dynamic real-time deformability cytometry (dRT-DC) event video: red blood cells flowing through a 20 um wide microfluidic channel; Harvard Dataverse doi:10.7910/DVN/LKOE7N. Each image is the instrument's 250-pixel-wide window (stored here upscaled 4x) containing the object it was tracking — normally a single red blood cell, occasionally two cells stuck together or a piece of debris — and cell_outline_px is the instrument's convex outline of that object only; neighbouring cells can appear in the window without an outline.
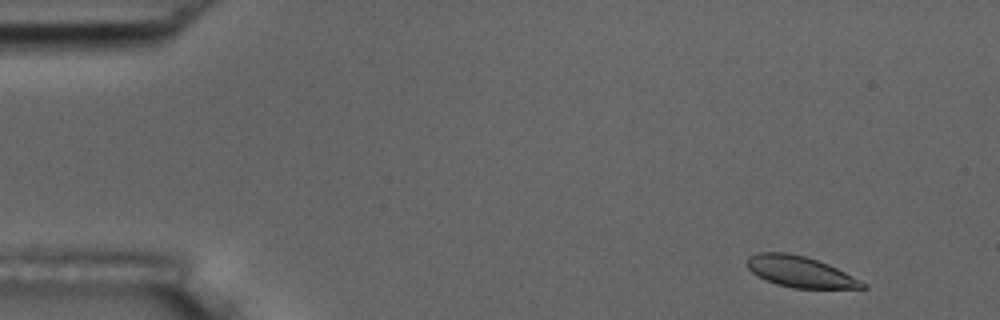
{"species": "common noctule bat (a hibernating species)", "species_latin": "Nyctalus noctula", "temperature_condition": "room temperature", "stored_images_in_passage": 2, "camera_frame_rate_fps": 3000, "um_per_image_px": 0.085, "animal": {"sex": "male", "body_mass_g": 17.5, "forearm_length_mm": 52.3}, "frame": {"image": 1, "passage_image": 2, "time_ms": 1.333, "image_size_px": [1000, 320], "cell_outline_px": [[868, 288], [792, 288], [776, 284], [752, 272], [748, 268], [748, 256], [760, 252], [788, 252], [804, 256], [828, 264], [868, 284]], "centroid_in_image_um": [68.02, 23.1], "position_along_channel_um": 17.0, "area_um2": 20.58}}